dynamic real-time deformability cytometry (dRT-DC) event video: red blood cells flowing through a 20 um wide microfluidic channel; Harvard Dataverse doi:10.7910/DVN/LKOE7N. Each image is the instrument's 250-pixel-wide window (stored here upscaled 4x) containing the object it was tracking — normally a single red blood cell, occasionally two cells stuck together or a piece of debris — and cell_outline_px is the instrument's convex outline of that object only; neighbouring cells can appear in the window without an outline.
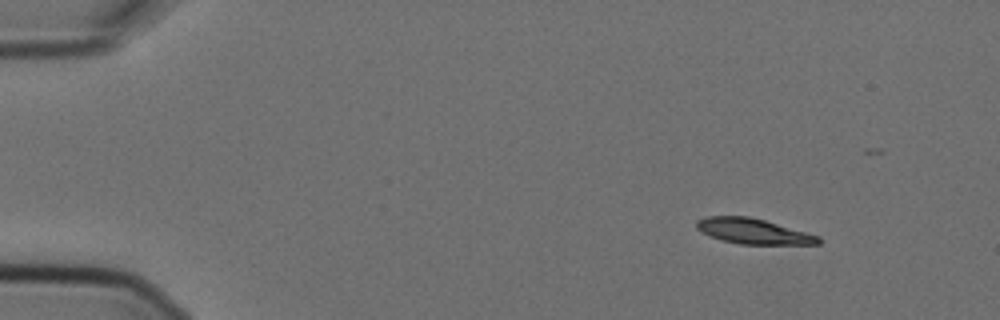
{"species": "Egyptian fruit bat (a non-hibernating species)", "species_latin": "Rousettus aegyptiacus", "temperature_condition": "cold", "stored_images_in_passage": 5, "camera_frame_rate_fps": 3000, "um_per_image_px": 0.085, "animal": {"sex": "female"}, "frame": {"image": 1, "passage_image": 1, "time_ms": 0.0, "image_size_px": [1000, 320], "cell_outline_px": [[820, 244], [740, 244], [720, 240], [708, 236], [700, 232], [696, 228], [696, 220], [704, 216], [748, 216], [764, 220], [820, 236]], "centroid_in_image_um": [63.96, 19.65], "position_along_channel_um": 21.0, "area_um2": 18.09}}
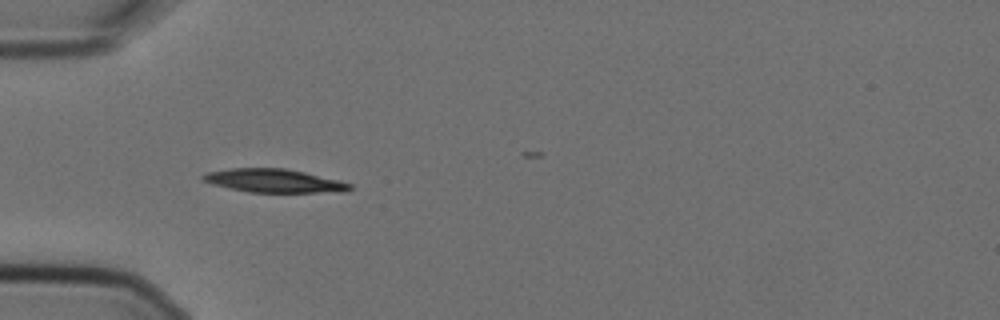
{"frame": {"image": 2, "passage_image": 4, "time_ms": 1.0, "image_size_px": [1000, 320], "cell_outline_px": [[352, 188], [348, 192], [248, 192], [228, 188], [212, 184], [200, 180], [200, 176], [208, 172], [232, 168], [284, 168], [304, 172], [340, 180], [352, 184]], "centroid_in_image_um": [23.29, 15.37], "position_along_channel_um": 61.7, "area_um2": 20.17}}
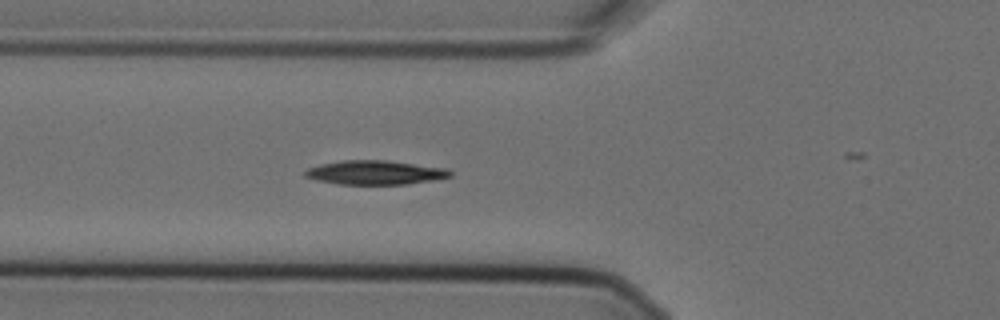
{"frame": {"image": 3, "passage_image": 5, "time_ms": 1.333, "image_size_px": [1000, 320], "cell_outline_px": [[452, 176], [432, 180], [404, 184], [336, 184], [316, 180], [304, 176], [304, 172], [308, 168], [320, 164], [344, 160], [388, 160], [448, 168], [452, 172]], "centroid_in_image_um": [31.89, 14.66], "position_along_channel_um": 93.9, "area_um2": 20.4}}